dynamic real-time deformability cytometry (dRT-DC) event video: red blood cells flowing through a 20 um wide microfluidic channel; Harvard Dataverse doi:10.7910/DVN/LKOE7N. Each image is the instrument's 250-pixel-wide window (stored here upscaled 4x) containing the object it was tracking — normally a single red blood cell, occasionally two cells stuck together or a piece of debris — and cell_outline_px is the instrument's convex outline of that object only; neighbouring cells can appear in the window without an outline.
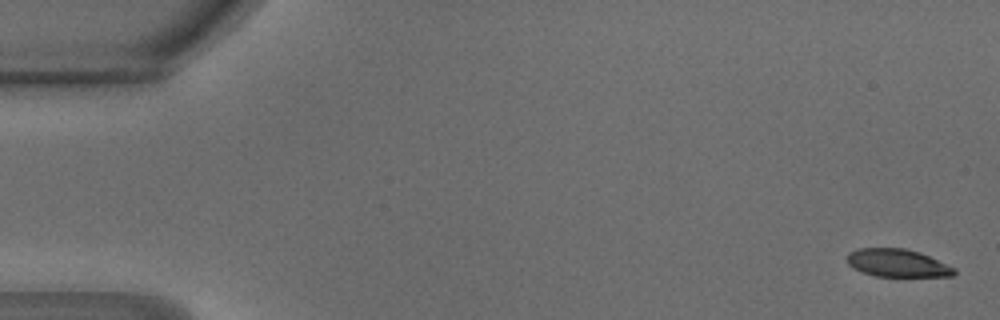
{"species": "common noctule bat (a hibernating species)", "species_latin": "Nyctalus noctula", "temperature_condition": "warm", "stored_images_in_passage": 47, "camera_frame_rate_fps": 3000, "um_per_image_px": 0.085, "animal": {"sex": "male", "body_mass_g": 18.8}, "frame": {"image": 1, "passage_image": 1, "time_ms": 0.0, "image_size_px": [1000, 320], "cell_outline_px": [[956, 272], [952, 276], [876, 276], [860, 272], [852, 268], [848, 264], [848, 252], [856, 248], [904, 248], [920, 252], [956, 268]], "centroid_in_image_um": [76.25, 22.35], "position_along_channel_um": 8.7, "area_um2": 17.46}}
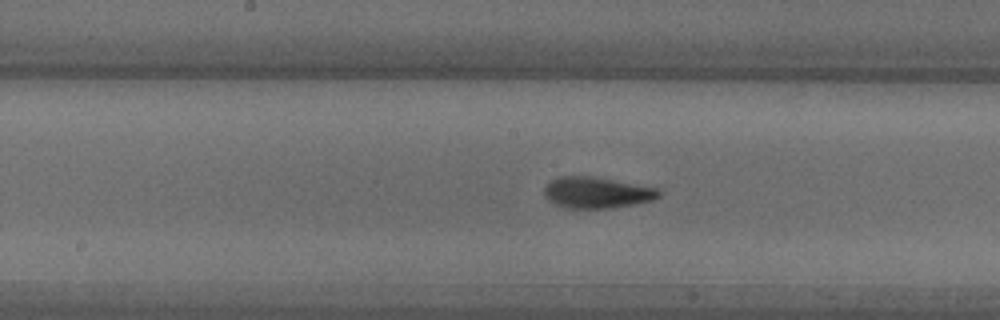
{"frame": {"image": 2, "passage_image": 24, "time_ms": 7.667, "image_size_px": [1000, 320], "cell_outline_px": [[660, 196], [652, 200], [636, 204], [612, 208], [564, 208], [548, 200], [544, 196], [544, 188], [556, 176], [592, 176], [656, 188], [660, 192]], "centroid_in_image_um": [50.69, 16.38], "position_along_channel_um": 197.5, "area_um2": 20.75}}
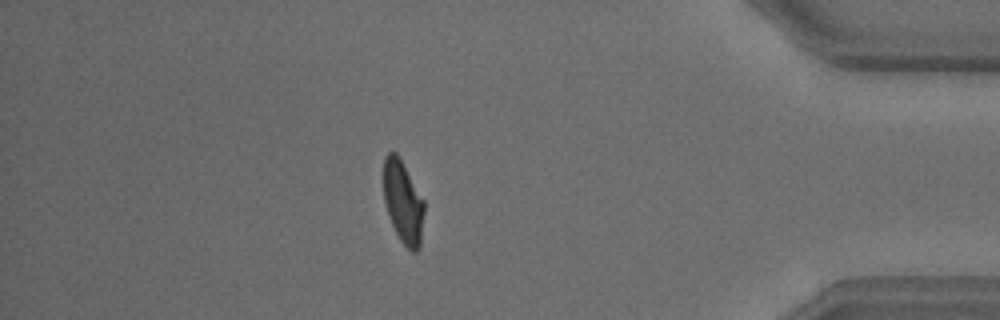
{"frame": {"image": 3, "passage_image": 41, "time_ms": 13.333, "image_size_px": [1000, 320], "cell_outline_px": [[424, 212], [420, 248], [416, 252], [412, 252], [400, 240], [392, 224], [384, 200], [384, 156], [388, 152], [396, 152], [400, 156], [424, 200]], "centroid_in_image_um": [34.28, 17.15], "position_along_channel_um": 400.9, "area_um2": 19.59}, "authors_computed_cell_mechanics": {"area_um2": 20.23, "velocity_mm_per_s": 4.2634, "shape_relaxation_time_tau1_ms": 4.3993, "shape_relaxation_time_tau2_ms": 1.2688, "deformation_change_tau1": 0.1766, "deformation_change_tau2": 0.0743}}